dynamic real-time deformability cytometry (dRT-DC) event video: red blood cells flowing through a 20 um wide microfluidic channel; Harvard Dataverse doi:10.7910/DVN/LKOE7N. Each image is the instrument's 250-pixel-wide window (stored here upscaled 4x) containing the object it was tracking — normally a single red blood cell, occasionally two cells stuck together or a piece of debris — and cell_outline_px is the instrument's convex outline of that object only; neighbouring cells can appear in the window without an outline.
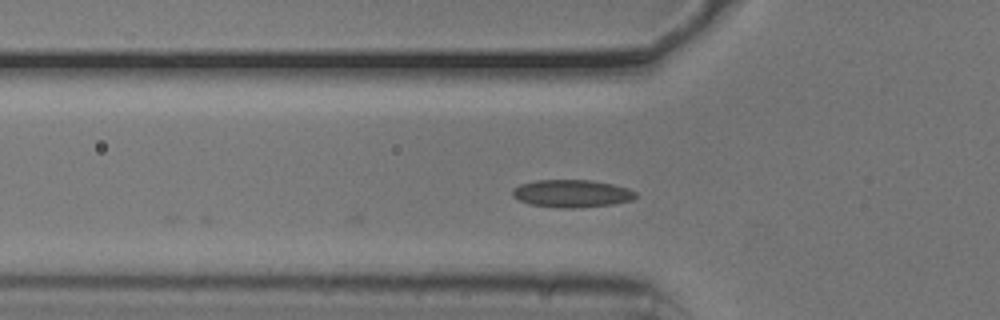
{"species": "common noctule bat (a hibernating species)", "species_latin": "Nyctalus noctula", "temperature_condition": "cold", "stored_images_in_passage": 6, "camera_frame_rate_fps": 3000, "um_per_image_px": 0.085, "animal": {"sex": "male", "body_mass_g": 20.5, "forearm_length_mm": 52.5}, "frame": {"image": 1, "passage_image": 6, "time_ms": 1.667, "image_size_px": [1000, 320], "cell_outline_px": [[636, 196], [632, 200], [612, 204], [580, 208], [560, 208], [532, 204], [520, 200], [512, 196], [512, 188], [520, 184], [536, 180], [592, 180], [612, 184], [628, 188], [636, 192]], "centroid_in_image_um": [48.6, 16.44], "position_along_channel_um": 77.2, "area_um2": 19.83}}